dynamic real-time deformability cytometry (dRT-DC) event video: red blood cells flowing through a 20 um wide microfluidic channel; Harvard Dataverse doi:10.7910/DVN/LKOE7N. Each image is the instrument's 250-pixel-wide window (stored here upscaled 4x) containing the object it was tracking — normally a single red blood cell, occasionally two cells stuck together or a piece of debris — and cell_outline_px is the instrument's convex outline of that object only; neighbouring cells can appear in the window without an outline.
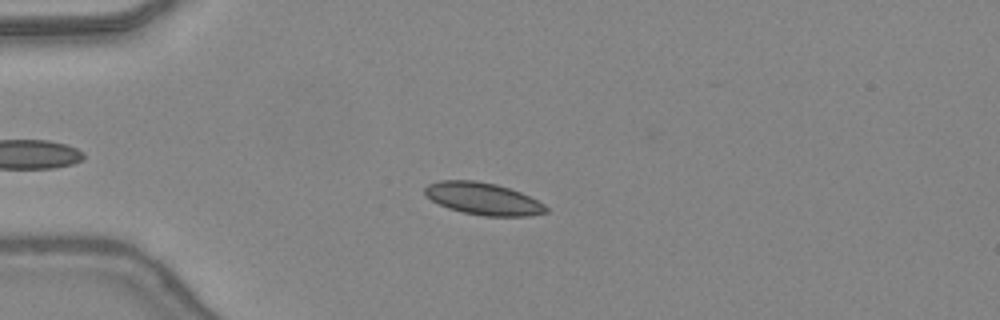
{"species": "common noctule bat (a hibernating species)", "species_latin": "Nyctalus noctula", "temperature_condition": "warm", "stored_images_in_passage": 40, "camera_frame_rate_fps": 3000, "um_per_image_px": 0.085, "animal": {"sex": "female", "body_mass_g": 24.6, "forearm_length_mm": 56.2}, "frame": {"image": 1, "passage_image": 10, "time_ms": 3.0, "image_size_px": [1000, 320], "cell_outline_px": [[548, 212], [528, 216], [484, 216], [464, 212], [448, 208], [432, 200], [424, 192], [424, 188], [428, 184], [440, 180], [476, 180], [496, 184], [520, 192], [544, 204], [548, 208]], "centroid_in_image_um": [41.06, 16.89], "position_along_channel_um": 43.9, "area_um2": 22.54}}
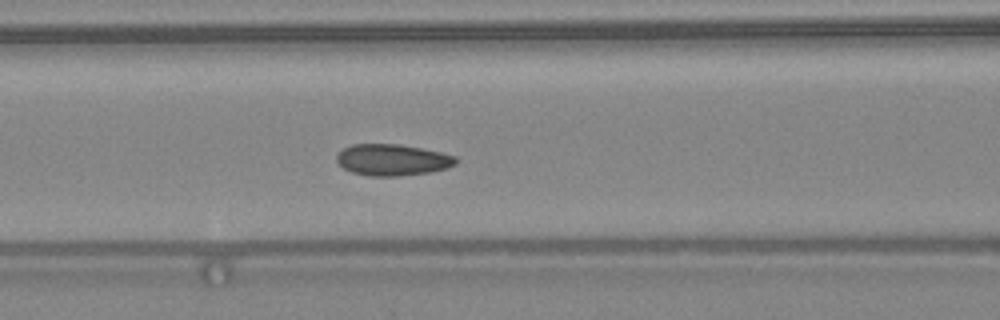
{"frame": {"image": 2, "passage_image": 18, "time_ms": 5.667, "image_size_px": [1000, 320], "cell_outline_px": [[460, 160], [456, 164], [444, 168], [428, 172], [396, 176], [368, 176], [352, 172], [344, 168], [336, 160], [336, 152], [352, 144], [400, 144], [440, 152], [456, 156]], "centroid_in_image_um": [33.33, 13.58], "position_along_channel_um": 133.3, "area_um2": 21.79}}
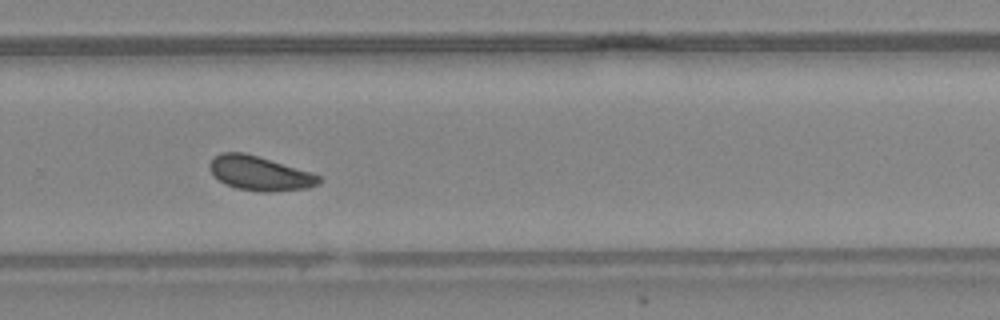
{"frame": {"image": 3, "passage_image": 30, "time_ms": 9.667, "image_size_px": [1000, 320], "cell_outline_px": [[324, 180], [320, 184], [308, 188], [272, 192], [264, 192], [236, 188], [224, 184], [208, 168], [208, 164], [220, 152], [244, 152], [312, 172], [320, 176]], "centroid_in_image_um": [22.12, 14.74], "position_along_channel_um": 307.7, "area_um2": 21.96}, "authors_computed_cell_mechanics": {"area_um2": 21.9351, "velocity_mm_per_s": 4.3723, "shape_relaxation_time_tau1_ms": 3.6894, "shape_relaxation_time_tau2_ms": 2.1727, "deformation_change_tau1": 0.0619, "deformation_change_tau2": 0.0626}}